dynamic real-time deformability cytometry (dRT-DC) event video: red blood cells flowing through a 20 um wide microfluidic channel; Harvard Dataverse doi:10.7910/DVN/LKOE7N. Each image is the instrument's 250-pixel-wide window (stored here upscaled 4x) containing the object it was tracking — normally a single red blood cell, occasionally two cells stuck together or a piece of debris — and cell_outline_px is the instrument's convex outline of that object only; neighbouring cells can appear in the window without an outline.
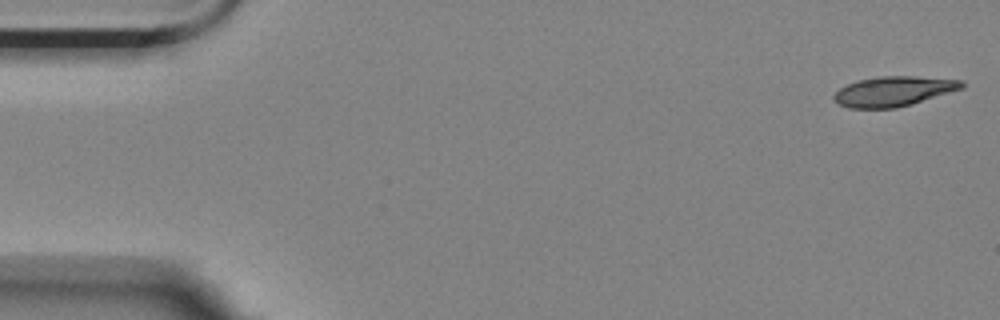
{"species": "Egyptian fruit bat (a non-hibernating species)", "species_latin": "Rousettus aegyptiacus", "temperature_condition": "room temperature", "stored_images_in_passage": 5, "segment_of_instrument_passage": [1, 2], "camera_frame_rate_fps": 3000, "um_per_image_px": 0.085, "animal": {"sex": "female"}, "frame": {"image": 1, "passage_image": 1, "time_ms": 0.0, "image_size_px": [1000, 320], "cell_outline_px": [[964, 88], [912, 104], [896, 108], [848, 108], [832, 100], [832, 96], [840, 88], [856, 80], [880, 76], [916, 76], [964, 80]], "centroid_in_image_um": [75.96, 7.75], "position_along_channel_um": 9.0, "area_um2": 22.43}}